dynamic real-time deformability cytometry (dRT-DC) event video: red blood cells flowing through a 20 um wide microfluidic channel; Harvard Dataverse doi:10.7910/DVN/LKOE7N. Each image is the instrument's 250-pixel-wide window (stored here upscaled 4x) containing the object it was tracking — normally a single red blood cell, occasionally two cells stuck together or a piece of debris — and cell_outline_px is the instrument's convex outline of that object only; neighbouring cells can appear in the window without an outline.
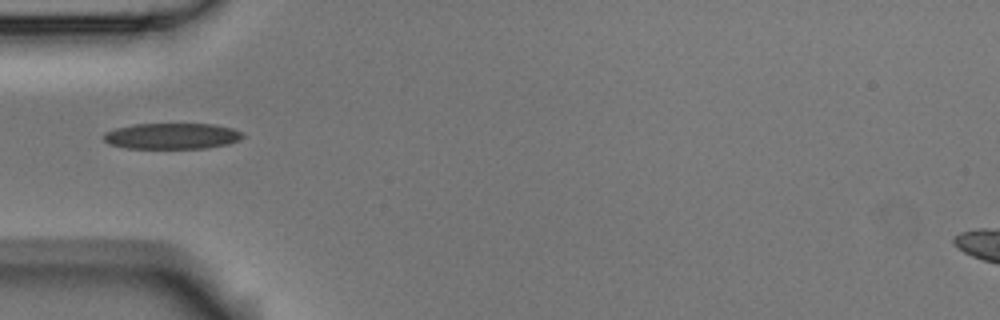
{"species": "Egyptian fruit bat (a non-hibernating species)", "species_latin": "Rousettus aegyptiacus", "temperature_condition": "room temperature", "stored_images_in_passage": 22, "camera_frame_rate_fps": 3000, "um_per_image_px": 0.085, "animal": {"sex": "male"}, "frame": {"image": 1, "passage_image": 1, "time_ms": 0.0, "image_size_px": [1000, 320], "cell_outline_px": [[244, 136], [240, 140], [228, 144], [208, 148], [128, 148], [108, 144], [104, 140], [104, 132], [116, 128], [132, 124], [212, 124], [232, 128], [244, 132]], "centroid_in_image_um": [14.63, 11.56], "position_along_channel_um": 70.4, "area_um2": 21.15}}
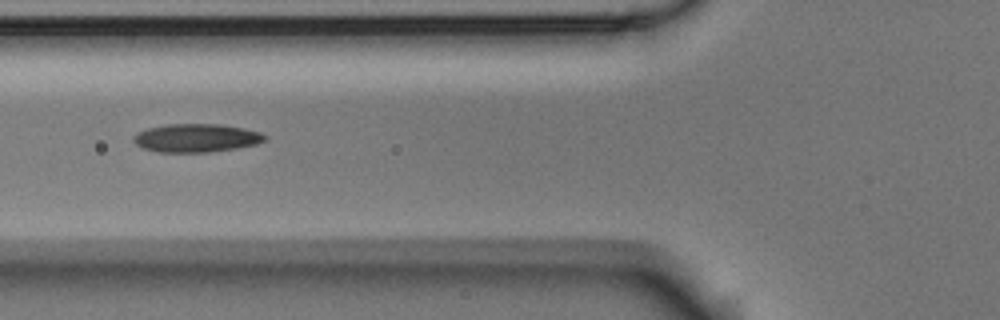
{"frame": {"image": 2, "passage_image": 4, "time_ms": 1.0, "image_size_px": [1000, 320], "cell_outline_px": [[268, 140], [256, 144], [236, 148], [208, 152], [160, 152], [144, 148], [136, 144], [132, 140], [132, 136], [136, 132], [148, 128], [168, 124], [224, 124], [244, 128], [260, 132], [268, 136]], "centroid_in_image_um": [16.7, 11.72], "position_along_channel_um": 109.1, "area_um2": 21.85}}